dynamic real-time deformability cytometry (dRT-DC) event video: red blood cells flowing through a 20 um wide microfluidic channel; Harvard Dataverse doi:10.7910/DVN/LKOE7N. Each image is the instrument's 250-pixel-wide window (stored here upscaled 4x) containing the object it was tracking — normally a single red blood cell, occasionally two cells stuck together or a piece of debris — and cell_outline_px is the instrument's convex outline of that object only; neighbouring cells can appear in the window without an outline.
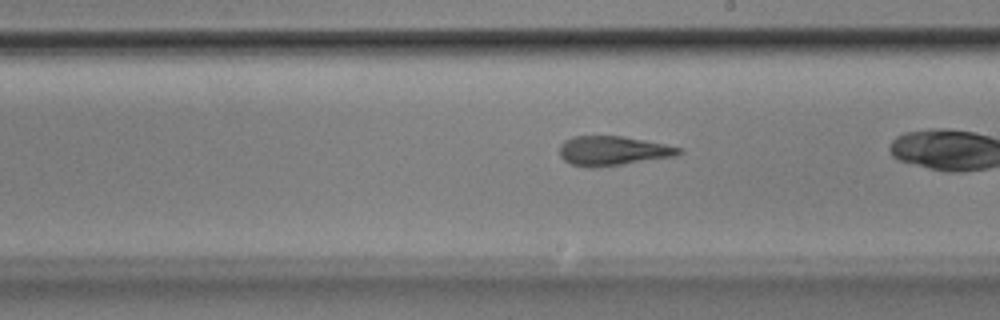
{"species": "Egyptian fruit bat (a non-hibernating species)", "species_latin": "Rousettus aegyptiacus", "temperature_condition": "room temperature", "stored_images_in_passage": 37, "camera_frame_rate_fps": 3000, "um_per_image_px": 0.085, "animal": {"sex": "male"}, "frame": {"image": 1, "passage_image": 27, "time_ms": 8.667, "image_size_px": [1000, 320], "cell_outline_px": [[684, 152], [676, 156], [624, 164], [596, 168], [588, 168], [572, 164], [564, 160], [560, 156], [560, 144], [564, 140], [572, 136], [620, 136], [644, 140], [664, 144], [680, 148]], "centroid_in_image_um": [52.07, 12.83], "position_along_channel_um": 236.9, "area_um2": 20.52}}